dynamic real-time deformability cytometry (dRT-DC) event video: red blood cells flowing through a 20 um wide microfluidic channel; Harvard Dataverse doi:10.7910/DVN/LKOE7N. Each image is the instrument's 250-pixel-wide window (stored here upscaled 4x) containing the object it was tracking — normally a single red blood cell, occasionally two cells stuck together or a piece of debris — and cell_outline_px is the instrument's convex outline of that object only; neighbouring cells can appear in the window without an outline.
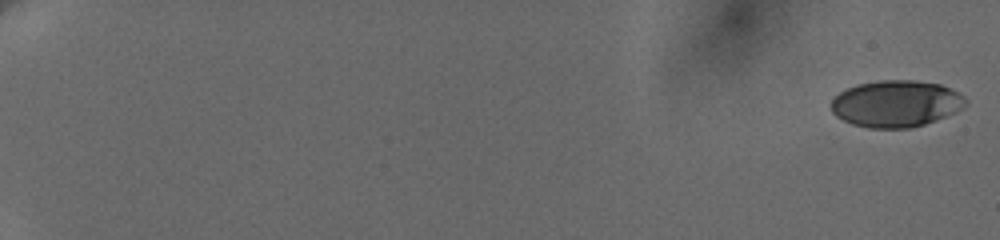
{"species": "human", "species_latin": "Homo sapiens", "temperature_condition": "cold", "stored_images_in_passage": 91, "camera_frame_rate_fps": 3000, "um_per_image_px": 0.085, "donor": {"sex": "female"}, "frame": {"image": 1, "passage_image": 1, "time_ms": 0.0, "image_size_px": [1000, 240], "cell_outline_px": [[968, 104], [964, 108], [956, 112], [924, 124], [908, 128], [868, 128], [852, 124], [836, 116], [832, 112], [832, 100], [840, 92], [856, 84], [880, 80], [912, 80], [940, 84], [964, 96], [968, 100]], "centroid_in_image_um": [76.18, 8.81], "position_along_channel_um": 8.8, "area_um2": 36.53}}
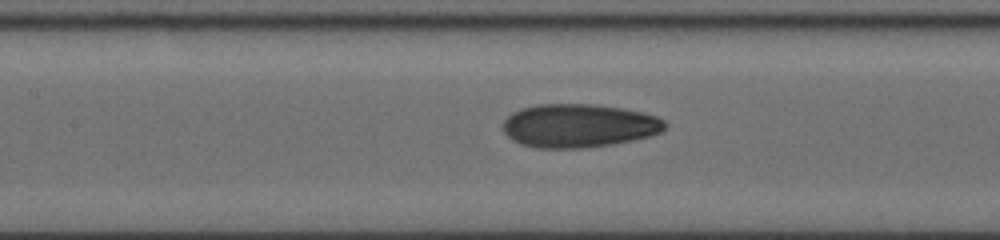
{"frame": {"image": 2, "passage_image": 63, "time_ms": 10.333, "image_size_px": [1000, 240], "cell_outline_px": [[668, 124], [660, 132], [648, 136], [632, 140], [612, 144], [584, 148], [536, 148], [520, 144], [512, 140], [504, 132], [504, 120], [512, 112], [520, 108], [536, 104], [596, 104], [620, 108], [640, 112], [656, 116], [664, 120]], "centroid_in_image_um": [49.17, 10.68], "position_along_channel_um": 158.2, "area_um2": 41.1}}
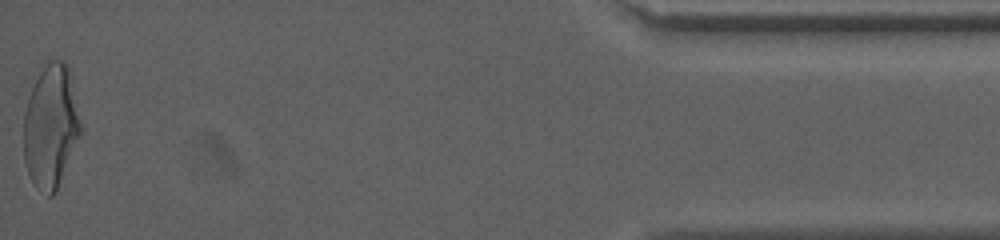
{"frame": {"image": 3, "passage_image": 91, "time_ms": 19.667, "image_size_px": [1000, 240], "cell_outline_px": [[80, 136], [56, 192], [52, 196], [48, 196], [36, 188], [28, 172], [24, 160], [24, 112], [28, 96], [40, 72], [52, 60], [64, 60], [68, 64], [80, 124]], "centroid_in_image_um": [4.3, 10.78], "position_along_channel_um": 430.9, "area_um2": 40.4}, "authors_computed_cell_mechanics": {"area_um2": 37.9746, "velocity_mm_per_s": 3.6668, "shape_relaxation_time_tau1_ms": 8.2798, "shape_relaxation_time_tau2_ms": 1.4259, "deformation_change_tau1": 0.2223, "deformation_change_tau2": 0.0711}}